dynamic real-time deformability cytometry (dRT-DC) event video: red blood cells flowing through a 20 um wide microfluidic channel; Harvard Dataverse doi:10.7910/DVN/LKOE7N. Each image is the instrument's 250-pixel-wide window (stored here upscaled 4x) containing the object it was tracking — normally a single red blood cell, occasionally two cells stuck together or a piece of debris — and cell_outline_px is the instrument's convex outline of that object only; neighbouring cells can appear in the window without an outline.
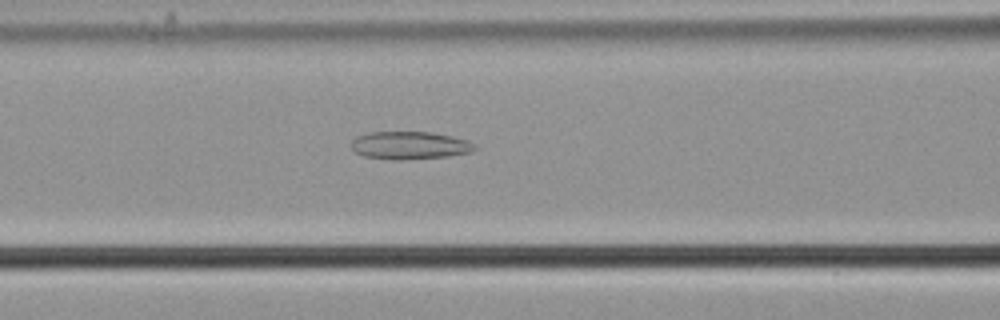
{"species": "common noctule bat (a hibernating species)", "species_latin": "Nyctalus noctula", "temperature_condition": "cold", "stored_images_in_passage": 45, "camera_frame_rate_fps": 3000, "um_per_image_px": 0.085, "animal": {"sex": "male", "body_mass_g": 21.5, "forearm_length_mm": 52.0}, "frame": {"image": 1, "passage_image": 13, "time_ms": 4.0, "image_size_px": [1000, 320], "cell_outline_px": [[476, 148], [472, 152], [448, 156], [400, 160], [396, 160], [364, 156], [356, 152], [352, 148], [352, 140], [356, 136], [372, 132], [432, 132], [452, 136], [468, 140], [476, 144]], "centroid_in_image_um": [34.86, 12.35], "position_along_channel_um": 131.7, "area_um2": 20.0}}
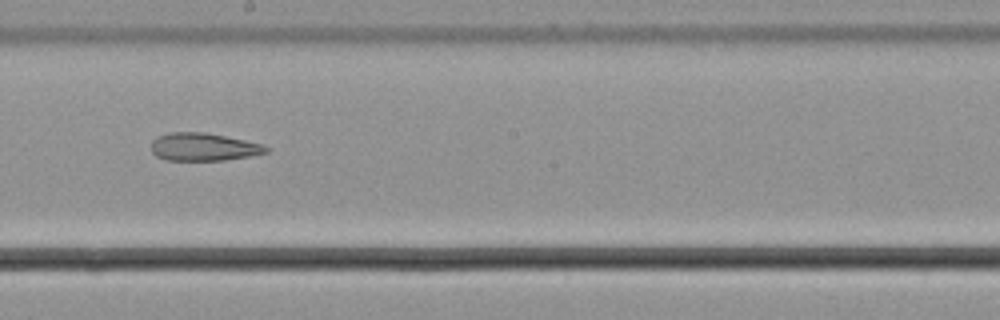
{"frame": {"image": 2, "passage_image": 21, "time_ms": 6.667, "image_size_px": [1000, 320], "cell_outline_px": [[268, 152], [252, 156], [224, 160], [164, 160], [156, 156], [152, 152], [152, 140], [156, 136], [172, 132], [204, 132], [244, 140], [260, 144], [268, 148]], "centroid_in_image_um": [17.26, 12.49], "position_along_channel_um": 230.9, "area_um2": 18.55}}
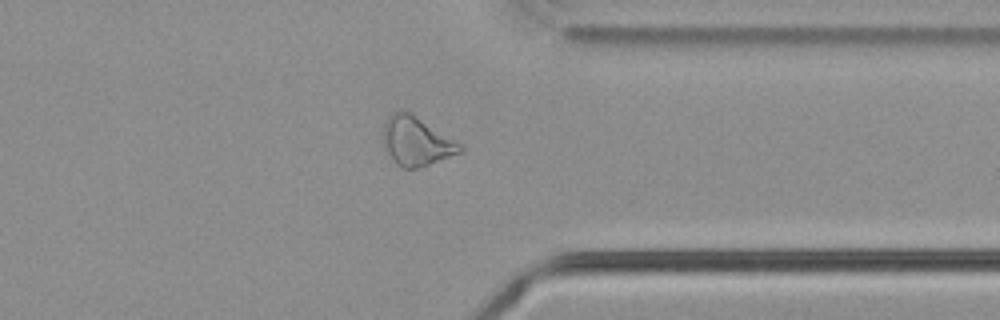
{"frame": {"image": 3, "passage_image": 33, "time_ms": 10.667, "image_size_px": [1000, 320], "cell_outline_px": [[464, 152], [420, 168], [400, 168], [396, 164], [388, 152], [384, 144], [384, 124], [388, 116], [396, 112], [408, 112], [416, 116], [460, 144], [464, 148]], "centroid_in_image_um": [35.41, 12.05], "position_along_channel_um": 376.0, "area_um2": 21.44}, "authors_computed_cell_mechanics": {"area_um2": 21.4438, "velocity_mm_per_s": 3.7284, "shape_relaxation_time_tau1_ms": null, "shape_relaxation_time_tau2_ms": 5.1799, "deformation_change_tau1": null, "deformation_change_tau2": 0.1309}}